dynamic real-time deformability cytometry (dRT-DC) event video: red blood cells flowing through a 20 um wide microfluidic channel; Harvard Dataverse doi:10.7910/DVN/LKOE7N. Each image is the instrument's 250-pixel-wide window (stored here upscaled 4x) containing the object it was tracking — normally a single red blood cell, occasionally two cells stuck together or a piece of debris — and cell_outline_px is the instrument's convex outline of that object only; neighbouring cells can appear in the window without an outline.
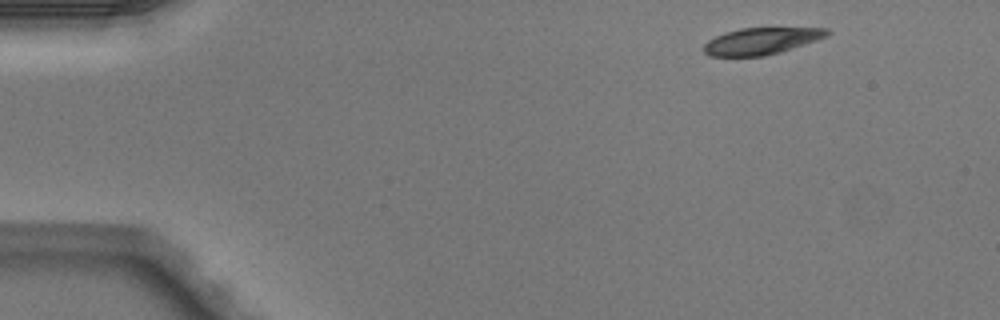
{"species": "Egyptian fruit bat (a non-hibernating species)", "species_latin": "Rousettus aegyptiacus", "temperature_condition": "warm", "stored_images_in_passage": 4, "camera_frame_rate_fps": 3000, "um_per_image_px": 0.085, "animal": {"sex": "male"}, "frame": {"image": 1, "passage_image": 1, "time_ms": 0.0, "image_size_px": [1000, 320], "cell_outline_px": [[832, 32], [828, 36], [780, 52], [764, 56], [708, 56], [704, 52], [704, 44], [708, 40], [724, 32], [740, 28], [828, 28]], "centroid_in_image_um": [64.71, 3.48], "position_along_channel_um": 20.3, "area_um2": 19.19}}
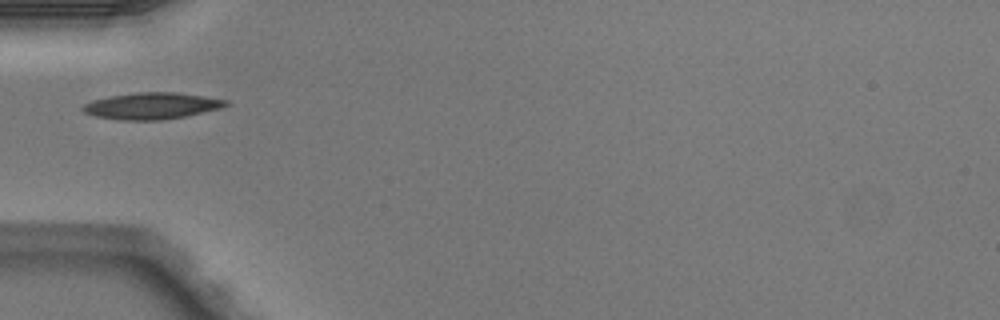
{"frame": {"image": 2, "passage_image": 4, "time_ms": 1.0, "image_size_px": [1000, 320], "cell_outline_px": [[232, 104], [220, 108], [184, 116], [160, 120], [116, 120], [92, 116], [84, 112], [80, 108], [84, 104], [92, 100], [108, 96], [136, 92], [176, 92], [204, 96], [228, 100]], "centroid_in_image_um": [12.86, 8.99], "position_along_channel_um": 72.1, "area_um2": 22.31}}